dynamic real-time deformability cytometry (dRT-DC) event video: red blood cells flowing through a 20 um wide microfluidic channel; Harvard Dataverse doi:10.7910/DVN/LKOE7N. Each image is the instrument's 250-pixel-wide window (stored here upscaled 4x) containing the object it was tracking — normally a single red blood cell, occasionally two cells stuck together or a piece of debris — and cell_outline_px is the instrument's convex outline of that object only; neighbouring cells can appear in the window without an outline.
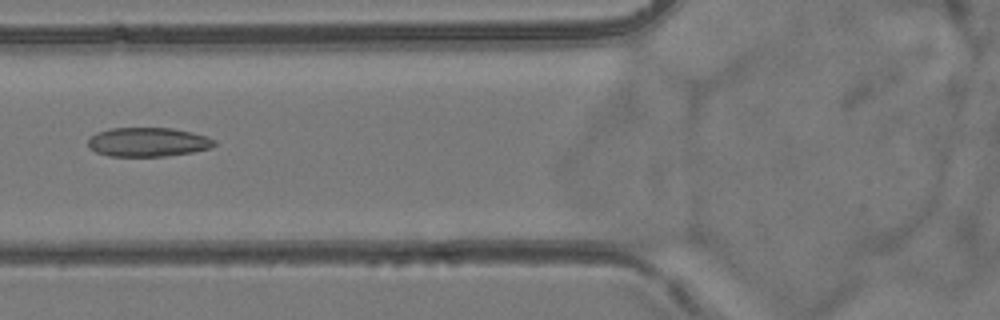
{"species": "common noctule bat (a hibernating species)", "species_latin": "Nyctalus noctula", "temperature_condition": "room temperature", "stored_images_in_passage": 43, "camera_frame_rate_fps": 3000, "um_per_image_px": 0.085, "animal": {"sex": "female", "body_mass_g": 24.6, "forearm_length_mm": 56.2}, "frame": {"image": 1, "passage_image": 10, "time_ms": 3.0, "image_size_px": [1000, 320], "cell_outline_px": [[216, 144], [208, 148], [192, 152], [164, 156], [108, 156], [96, 152], [88, 148], [88, 140], [96, 132], [112, 128], [172, 128], [192, 132], [208, 136], [216, 140]], "centroid_in_image_um": [12.56, 12.07], "position_along_channel_um": 113.2, "area_um2": 21.44}}
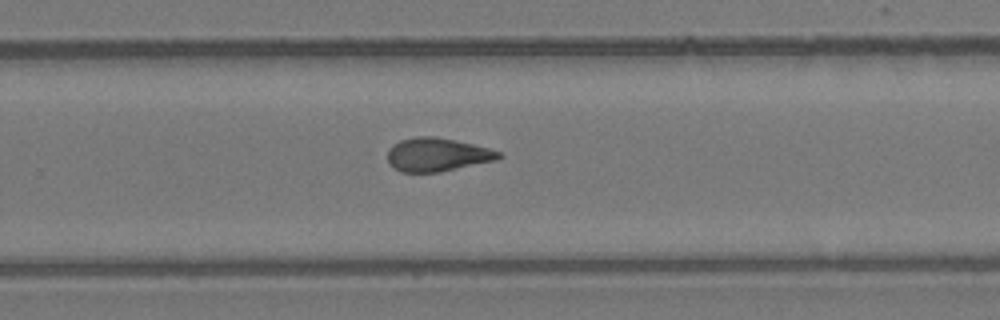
{"frame": {"image": 2, "passage_image": 24, "time_ms": 7.667, "image_size_px": [1000, 320], "cell_outline_px": [[504, 156], [496, 160], [440, 172], [400, 172], [388, 160], [388, 148], [392, 144], [400, 140], [416, 136], [436, 136], [456, 140], [488, 148], [500, 152]], "centroid_in_image_um": [37.16, 13.13], "position_along_channel_um": 292.6, "area_um2": 21.68}}
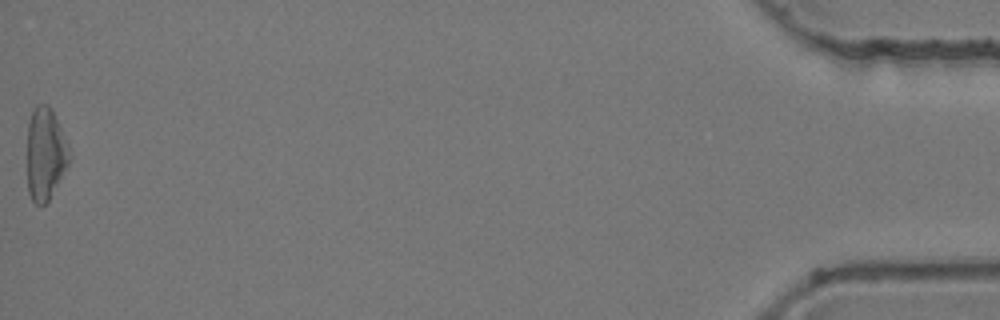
{"frame": {"image": 3, "passage_image": 43, "time_ms": 14.0, "image_size_px": [1000, 320], "cell_outline_px": [[68, 164], [48, 200], [44, 204], [36, 204], [32, 200], [28, 192], [28, 124], [32, 108], [36, 104], [48, 104], [68, 144]], "centroid_in_image_um": [3.82, 13.06], "position_along_channel_um": 431.4, "area_um2": 22.08}, "authors_computed_cell_mechanics": {"area_um2": 21.675, "velocity_mm_per_s": 3.848, "shape_relaxation_time_tau1_ms": null, "shape_relaxation_time_tau2_ms": 2.64, "deformation_change_tau1": null, "deformation_change_tau2": 0.1086}}